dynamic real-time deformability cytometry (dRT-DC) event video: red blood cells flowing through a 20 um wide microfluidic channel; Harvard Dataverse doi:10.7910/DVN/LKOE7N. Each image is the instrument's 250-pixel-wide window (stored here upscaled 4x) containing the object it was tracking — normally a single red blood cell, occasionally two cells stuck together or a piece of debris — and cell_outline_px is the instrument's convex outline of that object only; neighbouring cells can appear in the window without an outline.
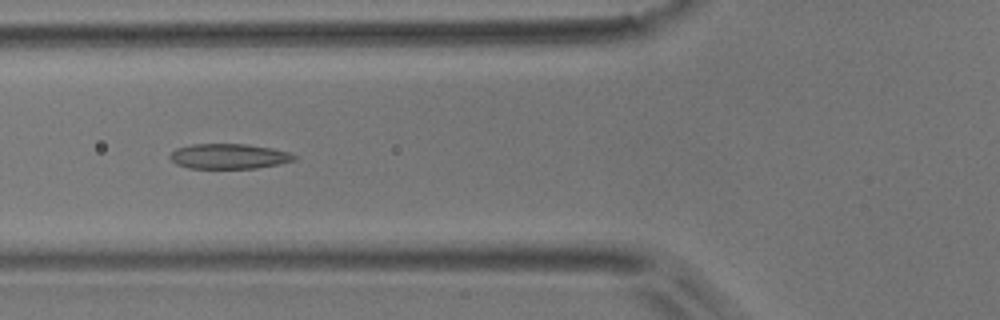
{"species": "common noctule bat (a hibernating species)", "species_latin": "Nyctalus noctula", "temperature_condition": "room temperature", "stored_images_in_passage": 7, "camera_frame_rate_fps": 3000, "um_per_image_px": 0.085, "animal": {"sex": "male", "body_mass_g": 17.9}, "frame": {"image": 1, "passage_image": 5, "time_ms": 4.667, "image_size_px": [1000, 320], "cell_outline_px": [[296, 160], [280, 164], [256, 168], [188, 168], [176, 164], [168, 156], [176, 148], [192, 144], [244, 144], [272, 148], [288, 152], [296, 156]], "centroid_in_image_um": [19.45, 13.28], "position_along_channel_um": 106.3, "area_um2": 18.15}}
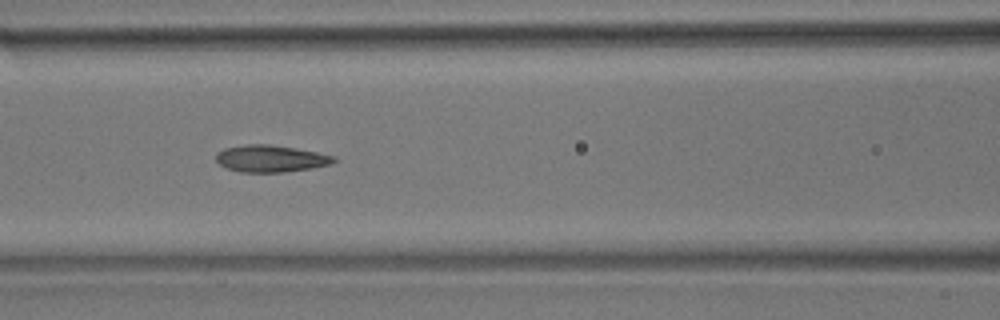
{"frame": {"image": 2, "passage_image": 6, "time_ms": 5.667, "image_size_px": [1000, 320], "cell_outline_px": [[336, 160], [332, 164], [312, 168], [284, 172], [240, 172], [228, 168], [220, 164], [216, 160], [216, 152], [224, 148], [248, 144], [268, 144], [296, 148], [336, 156]], "centroid_in_image_um": [23.02, 13.48], "position_along_channel_um": 143.6, "area_um2": 18.5}}
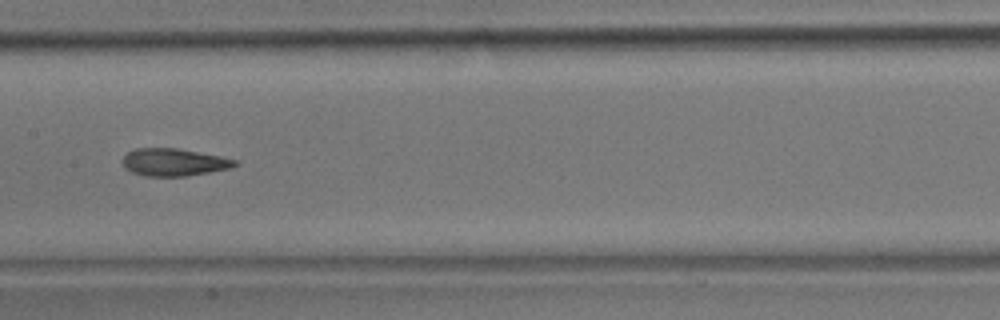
{"frame": {"image": 3, "passage_image": 7, "time_ms": 7.0, "image_size_px": [1000, 320], "cell_outline_px": [[240, 164], [232, 168], [188, 176], [144, 176], [132, 172], [124, 168], [124, 156], [128, 152], [136, 148], [176, 148], [220, 156], [236, 160]], "centroid_in_image_um": [14.81, 13.8], "position_along_channel_um": 192.6, "area_um2": 17.98}}